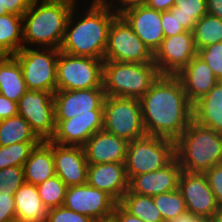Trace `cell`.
I'll use <instances>...</instances> for the list:
<instances>
[{"instance_id": "f5cc1de1", "label": "cell", "mask_w": 222, "mask_h": 222, "mask_svg": "<svg viewBox=\"0 0 222 222\" xmlns=\"http://www.w3.org/2000/svg\"><path fill=\"white\" fill-rule=\"evenodd\" d=\"M7 222H27V221H23V220H19V219L15 218V219L7 221Z\"/></svg>"}, {"instance_id": "6da1fadb", "label": "cell", "mask_w": 222, "mask_h": 222, "mask_svg": "<svg viewBox=\"0 0 222 222\" xmlns=\"http://www.w3.org/2000/svg\"><path fill=\"white\" fill-rule=\"evenodd\" d=\"M139 100L147 135L176 141L193 120V104L176 75H160Z\"/></svg>"}, {"instance_id": "8992f818", "label": "cell", "mask_w": 222, "mask_h": 222, "mask_svg": "<svg viewBox=\"0 0 222 222\" xmlns=\"http://www.w3.org/2000/svg\"><path fill=\"white\" fill-rule=\"evenodd\" d=\"M175 141L144 135L128 143L125 168L129 181L138 174L164 168L175 158Z\"/></svg>"}, {"instance_id": "5b68a950", "label": "cell", "mask_w": 222, "mask_h": 222, "mask_svg": "<svg viewBox=\"0 0 222 222\" xmlns=\"http://www.w3.org/2000/svg\"><path fill=\"white\" fill-rule=\"evenodd\" d=\"M160 75L154 62L127 63L104 60L103 88L106 96L140 99Z\"/></svg>"}, {"instance_id": "b9f144b4", "label": "cell", "mask_w": 222, "mask_h": 222, "mask_svg": "<svg viewBox=\"0 0 222 222\" xmlns=\"http://www.w3.org/2000/svg\"><path fill=\"white\" fill-rule=\"evenodd\" d=\"M31 0H4L6 11L15 15H23L30 7Z\"/></svg>"}, {"instance_id": "30bf717a", "label": "cell", "mask_w": 222, "mask_h": 222, "mask_svg": "<svg viewBox=\"0 0 222 222\" xmlns=\"http://www.w3.org/2000/svg\"><path fill=\"white\" fill-rule=\"evenodd\" d=\"M104 60L127 63L153 62V54L135 34L126 20L118 14L108 31Z\"/></svg>"}, {"instance_id": "ac0fdd59", "label": "cell", "mask_w": 222, "mask_h": 222, "mask_svg": "<svg viewBox=\"0 0 222 222\" xmlns=\"http://www.w3.org/2000/svg\"><path fill=\"white\" fill-rule=\"evenodd\" d=\"M56 175L69 187L87 183L88 162L81 146L52 142Z\"/></svg>"}, {"instance_id": "ab89813d", "label": "cell", "mask_w": 222, "mask_h": 222, "mask_svg": "<svg viewBox=\"0 0 222 222\" xmlns=\"http://www.w3.org/2000/svg\"><path fill=\"white\" fill-rule=\"evenodd\" d=\"M16 218L14 196L0 197V222H7Z\"/></svg>"}, {"instance_id": "7a4b0ae2", "label": "cell", "mask_w": 222, "mask_h": 222, "mask_svg": "<svg viewBox=\"0 0 222 222\" xmlns=\"http://www.w3.org/2000/svg\"><path fill=\"white\" fill-rule=\"evenodd\" d=\"M88 5L87 9L82 6V13L76 12L81 6L80 3L79 7H73L59 50L73 56L104 60L108 31L118 13L102 0H90Z\"/></svg>"}, {"instance_id": "277c9868", "label": "cell", "mask_w": 222, "mask_h": 222, "mask_svg": "<svg viewBox=\"0 0 222 222\" xmlns=\"http://www.w3.org/2000/svg\"><path fill=\"white\" fill-rule=\"evenodd\" d=\"M175 156L182 170L204 173L222 163V134L192 120L175 141Z\"/></svg>"}, {"instance_id": "52a82bcc", "label": "cell", "mask_w": 222, "mask_h": 222, "mask_svg": "<svg viewBox=\"0 0 222 222\" xmlns=\"http://www.w3.org/2000/svg\"><path fill=\"white\" fill-rule=\"evenodd\" d=\"M59 49L23 47L13 56L18 60L28 90L54 93L57 90Z\"/></svg>"}, {"instance_id": "d6a6232c", "label": "cell", "mask_w": 222, "mask_h": 222, "mask_svg": "<svg viewBox=\"0 0 222 222\" xmlns=\"http://www.w3.org/2000/svg\"><path fill=\"white\" fill-rule=\"evenodd\" d=\"M36 187L40 199L47 209L60 207L64 204L68 186L57 175L46 179Z\"/></svg>"}, {"instance_id": "816d5d0a", "label": "cell", "mask_w": 222, "mask_h": 222, "mask_svg": "<svg viewBox=\"0 0 222 222\" xmlns=\"http://www.w3.org/2000/svg\"><path fill=\"white\" fill-rule=\"evenodd\" d=\"M10 55L0 51V66Z\"/></svg>"}, {"instance_id": "8d00e7d4", "label": "cell", "mask_w": 222, "mask_h": 222, "mask_svg": "<svg viewBox=\"0 0 222 222\" xmlns=\"http://www.w3.org/2000/svg\"><path fill=\"white\" fill-rule=\"evenodd\" d=\"M46 222H94V220L62 205L48 209Z\"/></svg>"}, {"instance_id": "d6986e66", "label": "cell", "mask_w": 222, "mask_h": 222, "mask_svg": "<svg viewBox=\"0 0 222 222\" xmlns=\"http://www.w3.org/2000/svg\"><path fill=\"white\" fill-rule=\"evenodd\" d=\"M181 172L182 168L175 157L164 168L134 176L129 181V190L133 193L150 197L175 191L179 186Z\"/></svg>"}, {"instance_id": "f546056e", "label": "cell", "mask_w": 222, "mask_h": 222, "mask_svg": "<svg viewBox=\"0 0 222 222\" xmlns=\"http://www.w3.org/2000/svg\"><path fill=\"white\" fill-rule=\"evenodd\" d=\"M192 32L196 50L222 42V20L207 13L196 22Z\"/></svg>"}, {"instance_id": "83f0119b", "label": "cell", "mask_w": 222, "mask_h": 222, "mask_svg": "<svg viewBox=\"0 0 222 222\" xmlns=\"http://www.w3.org/2000/svg\"><path fill=\"white\" fill-rule=\"evenodd\" d=\"M23 142H42L19 114L0 120V146Z\"/></svg>"}, {"instance_id": "e0dca14e", "label": "cell", "mask_w": 222, "mask_h": 222, "mask_svg": "<svg viewBox=\"0 0 222 222\" xmlns=\"http://www.w3.org/2000/svg\"><path fill=\"white\" fill-rule=\"evenodd\" d=\"M119 14L154 54L165 38L161 25V12L141 4L128 7Z\"/></svg>"}, {"instance_id": "9c48e42d", "label": "cell", "mask_w": 222, "mask_h": 222, "mask_svg": "<svg viewBox=\"0 0 222 222\" xmlns=\"http://www.w3.org/2000/svg\"><path fill=\"white\" fill-rule=\"evenodd\" d=\"M104 60L73 56L59 51L57 90L103 88Z\"/></svg>"}, {"instance_id": "db71d44e", "label": "cell", "mask_w": 222, "mask_h": 222, "mask_svg": "<svg viewBox=\"0 0 222 222\" xmlns=\"http://www.w3.org/2000/svg\"><path fill=\"white\" fill-rule=\"evenodd\" d=\"M94 222H112L111 219L106 220V221H94Z\"/></svg>"}, {"instance_id": "f6af8a7d", "label": "cell", "mask_w": 222, "mask_h": 222, "mask_svg": "<svg viewBox=\"0 0 222 222\" xmlns=\"http://www.w3.org/2000/svg\"><path fill=\"white\" fill-rule=\"evenodd\" d=\"M147 7L160 12L169 11L175 4V0H146Z\"/></svg>"}, {"instance_id": "5bb4252c", "label": "cell", "mask_w": 222, "mask_h": 222, "mask_svg": "<svg viewBox=\"0 0 222 222\" xmlns=\"http://www.w3.org/2000/svg\"><path fill=\"white\" fill-rule=\"evenodd\" d=\"M178 189L185 200L187 211L196 216L208 219L221 209L204 173L182 170Z\"/></svg>"}, {"instance_id": "74e56055", "label": "cell", "mask_w": 222, "mask_h": 222, "mask_svg": "<svg viewBox=\"0 0 222 222\" xmlns=\"http://www.w3.org/2000/svg\"><path fill=\"white\" fill-rule=\"evenodd\" d=\"M217 204L222 207V163L204 172Z\"/></svg>"}, {"instance_id": "f907efd6", "label": "cell", "mask_w": 222, "mask_h": 222, "mask_svg": "<svg viewBox=\"0 0 222 222\" xmlns=\"http://www.w3.org/2000/svg\"><path fill=\"white\" fill-rule=\"evenodd\" d=\"M6 14H8V12L6 11V7L4 6V0H0V16Z\"/></svg>"}, {"instance_id": "4fadbf2b", "label": "cell", "mask_w": 222, "mask_h": 222, "mask_svg": "<svg viewBox=\"0 0 222 222\" xmlns=\"http://www.w3.org/2000/svg\"><path fill=\"white\" fill-rule=\"evenodd\" d=\"M193 32L165 37L153 54V62L161 75H177L195 56Z\"/></svg>"}, {"instance_id": "836d02e7", "label": "cell", "mask_w": 222, "mask_h": 222, "mask_svg": "<svg viewBox=\"0 0 222 222\" xmlns=\"http://www.w3.org/2000/svg\"><path fill=\"white\" fill-rule=\"evenodd\" d=\"M41 142H23L0 146V170L10 166H23L31 151Z\"/></svg>"}, {"instance_id": "ffe728a7", "label": "cell", "mask_w": 222, "mask_h": 222, "mask_svg": "<svg viewBox=\"0 0 222 222\" xmlns=\"http://www.w3.org/2000/svg\"><path fill=\"white\" fill-rule=\"evenodd\" d=\"M87 183L106 192L119 203L129 189L125 162L88 164Z\"/></svg>"}, {"instance_id": "bcb514c9", "label": "cell", "mask_w": 222, "mask_h": 222, "mask_svg": "<svg viewBox=\"0 0 222 222\" xmlns=\"http://www.w3.org/2000/svg\"><path fill=\"white\" fill-rule=\"evenodd\" d=\"M207 13L222 20V0H206Z\"/></svg>"}, {"instance_id": "4dcf8cb0", "label": "cell", "mask_w": 222, "mask_h": 222, "mask_svg": "<svg viewBox=\"0 0 222 222\" xmlns=\"http://www.w3.org/2000/svg\"><path fill=\"white\" fill-rule=\"evenodd\" d=\"M169 12L176 13L177 20L187 31H193L196 22L207 14L206 0H175Z\"/></svg>"}, {"instance_id": "d4e9b609", "label": "cell", "mask_w": 222, "mask_h": 222, "mask_svg": "<svg viewBox=\"0 0 222 222\" xmlns=\"http://www.w3.org/2000/svg\"><path fill=\"white\" fill-rule=\"evenodd\" d=\"M13 196L16 219L46 222L48 209L43 205L35 185L24 182Z\"/></svg>"}, {"instance_id": "ee69618b", "label": "cell", "mask_w": 222, "mask_h": 222, "mask_svg": "<svg viewBox=\"0 0 222 222\" xmlns=\"http://www.w3.org/2000/svg\"><path fill=\"white\" fill-rule=\"evenodd\" d=\"M110 8H112L116 13L122 12L124 9L134 6L144 4L146 0H102Z\"/></svg>"}, {"instance_id": "f1b7e54d", "label": "cell", "mask_w": 222, "mask_h": 222, "mask_svg": "<svg viewBox=\"0 0 222 222\" xmlns=\"http://www.w3.org/2000/svg\"><path fill=\"white\" fill-rule=\"evenodd\" d=\"M119 204L131 215L145 222H164L159 209L154 204L153 197L139 195L128 189Z\"/></svg>"}, {"instance_id": "603a6c76", "label": "cell", "mask_w": 222, "mask_h": 222, "mask_svg": "<svg viewBox=\"0 0 222 222\" xmlns=\"http://www.w3.org/2000/svg\"><path fill=\"white\" fill-rule=\"evenodd\" d=\"M24 181L35 186L56 175L52 141H42L23 165Z\"/></svg>"}, {"instance_id": "7402d4cb", "label": "cell", "mask_w": 222, "mask_h": 222, "mask_svg": "<svg viewBox=\"0 0 222 222\" xmlns=\"http://www.w3.org/2000/svg\"><path fill=\"white\" fill-rule=\"evenodd\" d=\"M189 101L194 104L218 82L212 69L196 55L177 75Z\"/></svg>"}, {"instance_id": "1f68e13d", "label": "cell", "mask_w": 222, "mask_h": 222, "mask_svg": "<svg viewBox=\"0 0 222 222\" xmlns=\"http://www.w3.org/2000/svg\"><path fill=\"white\" fill-rule=\"evenodd\" d=\"M164 222H169L187 211L185 200L179 189L153 196Z\"/></svg>"}, {"instance_id": "9a60e30c", "label": "cell", "mask_w": 222, "mask_h": 222, "mask_svg": "<svg viewBox=\"0 0 222 222\" xmlns=\"http://www.w3.org/2000/svg\"><path fill=\"white\" fill-rule=\"evenodd\" d=\"M104 88L56 90L54 92L55 120H68L91 110H103Z\"/></svg>"}, {"instance_id": "ba28073f", "label": "cell", "mask_w": 222, "mask_h": 222, "mask_svg": "<svg viewBox=\"0 0 222 222\" xmlns=\"http://www.w3.org/2000/svg\"><path fill=\"white\" fill-rule=\"evenodd\" d=\"M103 130L128 142L147 135L140 100L106 96L103 108Z\"/></svg>"}, {"instance_id": "7bdbcfd3", "label": "cell", "mask_w": 222, "mask_h": 222, "mask_svg": "<svg viewBox=\"0 0 222 222\" xmlns=\"http://www.w3.org/2000/svg\"><path fill=\"white\" fill-rule=\"evenodd\" d=\"M111 221L112 222H145L144 220L131 215L119 203H117L114 207Z\"/></svg>"}, {"instance_id": "8fae6325", "label": "cell", "mask_w": 222, "mask_h": 222, "mask_svg": "<svg viewBox=\"0 0 222 222\" xmlns=\"http://www.w3.org/2000/svg\"><path fill=\"white\" fill-rule=\"evenodd\" d=\"M17 106L18 114L29 123L35 134L42 141L51 140L56 126L54 93L27 90Z\"/></svg>"}, {"instance_id": "60d3db41", "label": "cell", "mask_w": 222, "mask_h": 222, "mask_svg": "<svg viewBox=\"0 0 222 222\" xmlns=\"http://www.w3.org/2000/svg\"><path fill=\"white\" fill-rule=\"evenodd\" d=\"M17 103L0 94V120L18 114Z\"/></svg>"}, {"instance_id": "484cf974", "label": "cell", "mask_w": 222, "mask_h": 222, "mask_svg": "<svg viewBox=\"0 0 222 222\" xmlns=\"http://www.w3.org/2000/svg\"><path fill=\"white\" fill-rule=\"evenodd\" d=\"M28 90L18 60L10 55L0 66V94L16 103Z\"/></svg>"}, {"instance_id": "3957f363", "label": "cell", "mask_w": 222, "mask_h": 222, "mask_svg": "<svg viewBox=\"0 0 222 222\" xmlns=\"http://www.w3.org/2000/svg\"><path fill=\"white\" fill-rule=\"evenodd\" d=\"M72 9L67 4L31 2L22 15L23 47L60 49Z\"/></svg>"}, {"instance_id": "d590c367", "label": "cell", "mask_w": 222, "mask_h": 222, "mask_svg": "<svg viewBox=\"0 0 222 222\" xmlns=\"http://www.w3.org/2000/svg\"><path fill=\"white\" fill-rule=\"evenodd\" d=\"M197 55L212 69L218 81H222V42L198 49Z\"/></svg>"}, {"instance_id": "7dc6e473", "label": "cell", "mask_w": 222, "mask_h": 222, "mask_svg": "<svg viewBox=\"0 0 222 222\" xmlns=\"http://www.w3.org/2000/svg\"><path fill=\"white\" fill-rule=\"evenodd\" d=\"M169 222H206V219L186 211L182 215L177 216L175 219L170 220Z\"/></svg>"}, {"instance_id": "44dd1931", "label": "cell", "mask_w": 222, "mask_h": 222, "mask_svg": "<svg viewBox=\"0 0 222 222\" xmlns=\"http://www.w3.org/2000/svg\"><path fill=\"white\" fill-rule=\"evenodd\" d=\"M128 141L100 130L94 133L83 146L88 164L125 162Z\"/></svg>"}, {"instance_id": "4316f807", "label": "cell", "mask_w": 222, "mask_h": 222, "mask_svg": "<svg viewBox=\"0 0 222 222\" xmlns=\"http://www.w3.org/2000/svg\"><path fill=\"white\" fill-rule=\"evenodd\" d=\"M23 48V18L8 13L0 16V51L14 55Z\"/></svg>"}, {"instance_id": "e575fe53", "label": "cell", "mask_w": 222, "mask_h": 222, "mask_svg": "<svg viewBox=\"0 0 222 222\" xmlns=\"http://www.w3.org/2000/svg\"><path fill=\"white\" fill-rule=\"evenodd\" d=\"M23 166H10L0 170V197L13 196L24 183Z\"/></svg>"}, {"instance_id": "f35d334b", "label": "cell", "mask_w": 222, "mask_h": 222, "mask_svg": "<svg viewBox=\"0 0 222 222\" xmlns=\"http://www.w3.org/2000/svg\"><path fill=\"white\" fill-rule=\"evenodd\" d=\"M161 25L165 37L177 35L187 31L177 20L176 13H170L169 11L161 12Z\"/></svg>"}, {"instance_id": "c3c4849f", "label": "cell", "mask_w": 222, "mask_h": 222, "mask_svg": "<svg viewBox=\"0 0 222 222\" xmlns=\"http://www.w3.org/2000/svg\"><path fill=\"white\" fill-rule=\"evenodd\" d=\"M34 3H60V4H67L72 7L78 5V0H31Z\"/></svg>"}, {"instance_id": "7c38bea8", "label": "cell", "mask_w": 222, "mask_h": 222, "mask_svg": "<svg viewBox=\"0 0 222 222\" xmlns=\"http://www.w3.org/2000/svg\"><path fill=\"white\" fill-rule=\"evenodd\" d=\"M116 204L106 192L85 183L67 187L63 206L94 221H106L111 219Z\"/></svg>"}, {"instance_id": "681fc988", "label": "cell", "mask_w": 222, "mask_h": 222, "mask_svg": "<svg viewBox=\"0 0 222 222\" xmlns=\"http://www.w3.org/2000/svg\"><path fill=\"white\" fill-rule=\"evenodd\" d=\"M206 222H222V209L206 219Z\"/></svg>"}, {"instance_id": "2e32d148", "label": "cell", "mask_w": 222, "mask_h": 222, "mask_svg": "<svg viewBox=\"0 0 222 222\" xmlns=\"http://www.w3.org/2000/svg\"><path fill=\"white\" fill-rule=\"evenodd\" d=\"M103 129V110H91L68 120H56L50 141L63 146H81L96 132Z\"/></svg>"}, {"instance_id": "cb8c5ba5", "label": "cell", "mask_w": 222, "mask_h": 222, "mask_svg": "<svg viewBox=\"0 0 222 222\" xmlns=\"http://www.w3.org/2000/svg\"><path fill=\"white\" fill-rule=\"evenodd\" d=\"M193 120L222 134V81L193 104Z\"/></svg>"}]
</instances>
